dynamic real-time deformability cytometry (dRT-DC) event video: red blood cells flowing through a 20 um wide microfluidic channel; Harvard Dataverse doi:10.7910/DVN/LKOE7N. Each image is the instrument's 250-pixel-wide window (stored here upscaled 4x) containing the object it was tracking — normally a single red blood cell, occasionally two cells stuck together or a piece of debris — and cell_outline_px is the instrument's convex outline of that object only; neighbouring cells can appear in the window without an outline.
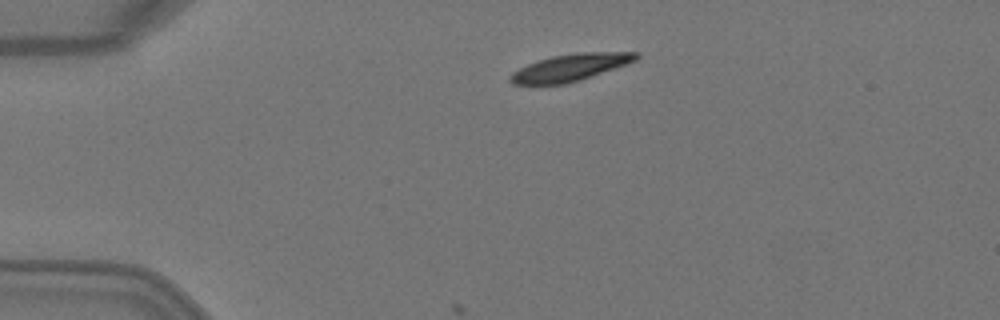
{"species": "Egyptian fruit bat (a non-hibernating species)", "species_latin": "Rousettus aegyptiacus", "temperature_condition": "warm", "stored_images_in_passage": 5, "camera_frame_rate_fps": 3000, "um_per_image_px": 0.085, "animal": {"sex": "female"}, "frame": {"image": 1, "passage_image": 2, "time_ms": 0.333, "image_size_px": [1000, 320], "cell_outline_px": [[640, 56], [636, 60], [580, 80], [568, 84], [512, 84], [508, 80], [508, 76], [512, 72], [528, 64], [552, 56], [576, 52], [640, 52]], "centroid_in_image_um": [48.45, 5.73], "position_along_channel_um": 36.5, "area_um2": 19.65}}
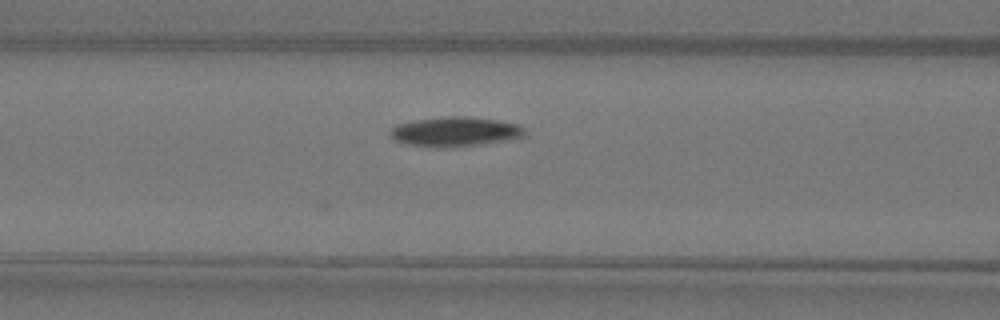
{"frame": {"image": 2, "passage_image": 5, "time_ms": 1.333, "image_size_px": [1000, 320], "cell_outline_px": [[524, 136], [504, 140], [480, 144], [452, 148], [436, 148], [408, 144], [396, 140], [388, 132], [396, 124], [416, 120], [444, 116], [464, 116], [500, 120], [520, 124], [524, 128]], "centroid_in_image_um": [38.68, 11.19], "position_along_channel_um": 127.9, "area_um2": 23.29}}